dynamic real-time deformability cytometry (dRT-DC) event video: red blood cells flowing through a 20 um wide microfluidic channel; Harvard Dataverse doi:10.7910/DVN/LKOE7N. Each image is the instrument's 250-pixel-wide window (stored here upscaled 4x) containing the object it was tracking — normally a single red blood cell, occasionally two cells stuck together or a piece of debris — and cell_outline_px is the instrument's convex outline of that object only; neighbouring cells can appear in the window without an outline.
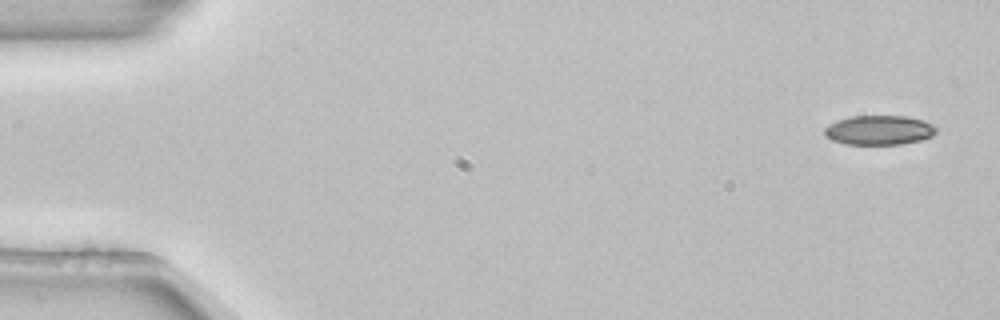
{"species": "common noctule bat (a hibernating species)", "species_latin": "Nyctalus noctula", "temperature_condition": "room temperature", "stored_images_in_passage": 4, "camera_frame_rate_fps": 3000, "um_per_image_px": 0.085, "animal": {"sex": "female", "body_mass_g": 22.7, "forearm_length_mm": 54.2}, "frame": {"image": 1, "passage_image": 1, "time_ms": 0.0, "image_size_px": [1000, 320], "cell_outline_px": [[936, 132], [932, 136], [920, 140], [900, 144], [844, 144], [832, 140], [824, 136], [824, 128], [828, 124], [836, 120], [852, 116], [908, 116], [932, 124], [936, 128]], "centroid_in_image_um": [74.67, 11.06], "position_along_channel_um": 10.3, "area_um2": 19.19}}